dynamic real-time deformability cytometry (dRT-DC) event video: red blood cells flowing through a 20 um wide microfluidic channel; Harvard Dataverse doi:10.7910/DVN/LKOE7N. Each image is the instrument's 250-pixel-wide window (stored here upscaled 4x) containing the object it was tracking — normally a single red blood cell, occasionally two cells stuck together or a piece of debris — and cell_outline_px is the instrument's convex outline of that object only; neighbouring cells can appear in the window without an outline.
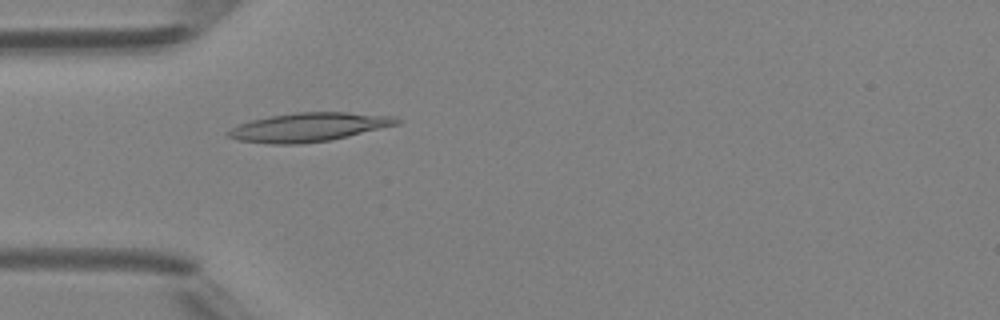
{"species": "Egyptian fruit bat (a non-hibernating species)", "species_latin": "Rousettus aegyptiacus", "temperature_condition": "room temperature", "stored_images_in_passage": 3, "camera_frame_rate_fps": 3000, "um_per_image_px": 0.085, "animal": {"sex": "female"}, "frame": {"image": 1, "passage_image": 3, "time_ms": 2.333, "image_size_px": [1000, 320], "cell_outline_px": [[404, 120], [400, 124], [348, 136], [328, 140], [300, 144], [272, 144], [236, 140], [224, 136], [224, 132], [240, 124], [252, 120], [272, 116], [296, 112], [348, 112], [396, 116]], "centroid_in_image_um": [26.27, 10.81], "position_along_channel_um": 58.7, "area_um2": 28.44}}